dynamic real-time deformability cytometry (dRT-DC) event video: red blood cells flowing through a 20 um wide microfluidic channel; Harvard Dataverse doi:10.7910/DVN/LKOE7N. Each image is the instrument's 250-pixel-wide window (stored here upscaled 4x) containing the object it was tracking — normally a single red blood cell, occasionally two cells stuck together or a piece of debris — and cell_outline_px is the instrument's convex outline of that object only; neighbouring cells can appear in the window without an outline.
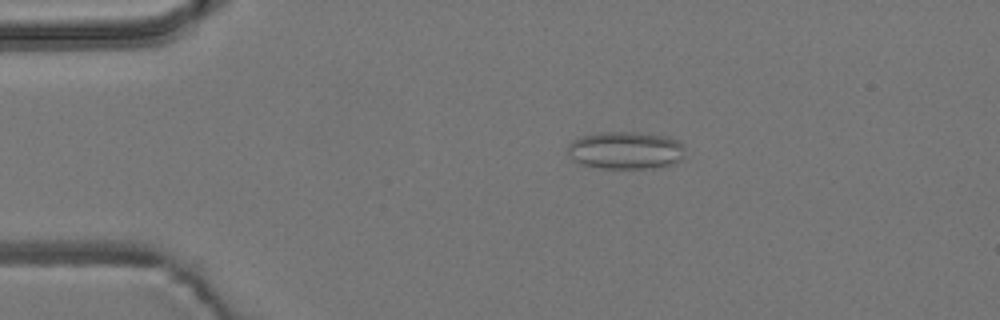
{"species": "common noctule bat (a hibernating species)", "species_latin": "Nyctalus noctula", "temperature_condition": "room temperature", "stored_images_in_passage": 2, "camera_frame_rate_fps": 3000, "um_per_image_px": 0.085, "animal": {"sex": "male", "body_mass_g": 19.2, "forearm_length_mm": 51.8}, "frame": {"image": 1, "passage_image": 1, "time_ms": 0.0, "image_size_px": [1000, 320], "cell_outline_px": [[684, 156], [676, 164], [664, 168], [600, 168], [584, 164], [572, 160], [568, 156], [568, 144], [572, 140], [580, 136], [600, 132], [640, 132], [668, 136], [680, 140], [684, 144]], "centroid_in_image_um": [53.23, 12.77], "position_along_channel_um": 31.8, "area_um2": 26.36}}